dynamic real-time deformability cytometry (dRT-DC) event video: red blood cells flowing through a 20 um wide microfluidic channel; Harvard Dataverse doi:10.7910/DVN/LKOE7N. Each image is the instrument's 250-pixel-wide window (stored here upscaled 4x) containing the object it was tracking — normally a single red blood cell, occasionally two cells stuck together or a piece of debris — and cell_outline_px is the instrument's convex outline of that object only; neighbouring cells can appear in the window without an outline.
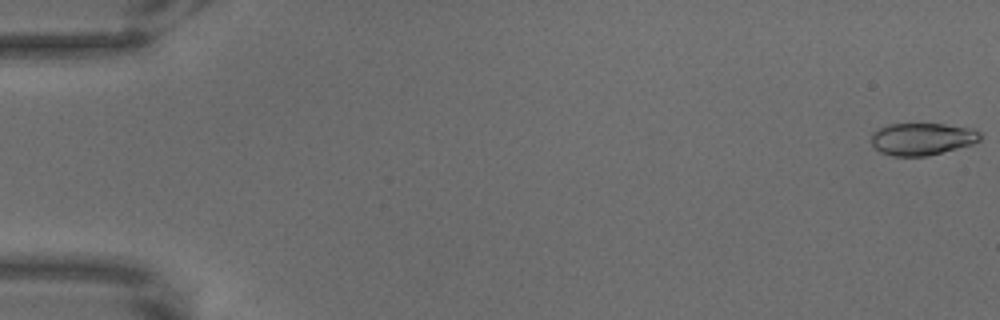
{"species": "common noctule bat (a hibernating species)", "species_latin": "Nyctalus noctula", "temperature_condition": "warm", "stored_images_in_passage": 12, "camera_frame_rate_fps": 3000, "um_per_image_px": 0.085, "animal": {"sex": "male", "body_mass_g": 18.8}, "frame": {"image": 1, "passage_image": 1, "time_ms": 0.0, "image_size_px": [1000, 320], "cell_outline_px": [[980, 140], [972, 144], [928, 156], [892, 156], [880, 152], [872, 144], [872, 132], [888, 124], [944, 124], [972, 128], [980, 132]], "centroid_in_image_um": [78.38, 11.81], "position_along_channel_um": 6.6, "area_um2": 20.4}}